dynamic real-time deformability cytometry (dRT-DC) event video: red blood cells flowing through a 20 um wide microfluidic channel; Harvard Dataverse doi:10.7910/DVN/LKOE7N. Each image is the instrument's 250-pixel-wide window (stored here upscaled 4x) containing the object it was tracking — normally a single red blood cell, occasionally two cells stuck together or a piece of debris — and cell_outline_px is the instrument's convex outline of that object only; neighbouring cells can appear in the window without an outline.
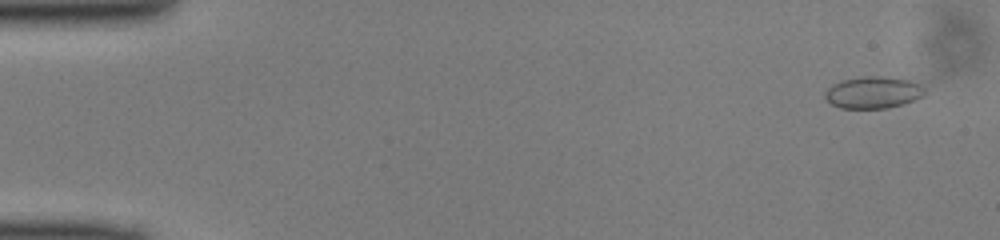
{"species": "common noctule bat (a hibernating species)", "species_latin": "Nyctalus noctula", "temperature_condition": "cold", "stored_images_in_passage": 50, "camera_frame_rate_fps": 3000, "um_per_image_px": 0.085, "animal": {"sex": "male", "body_mass_g": 13.0, "forearm_length_mm": 53.1}, "frame": {"image": 1, "passage_image": 3, "time_ms": 0.667, "image_size_px": [1000, 240], "cell_outline_px": [[924, 96], [888, 108], [840, 108], [832, 104], [824, 96], [824, 92], [832, 84], [840, 80], [864, 76], [880, 76], [908, 80], [924, 88]], "centroid_in_image_um": [74.16, 7.85], "position_along_channel_um": 10.8, "area_um2": 18.26}}
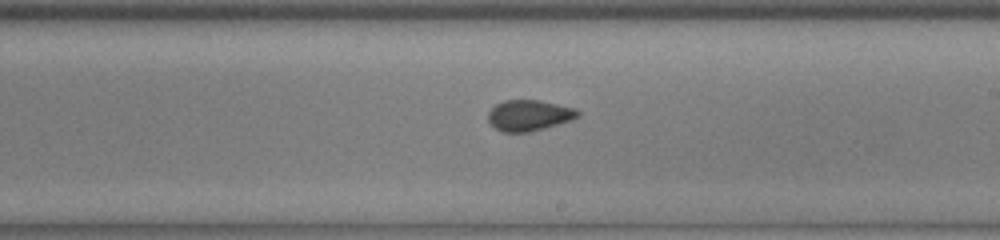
{"frame": {"image": 2, "passage_image": 29, "time_ms": 9.333, "image_size_px": [1000, 240], "cell_outline_px": [[580, 116], [572, 120], [544, 128], [528, 132], [500, 132], [488, 120], [488, 112], [496, 104], [504, 100], [540, 100], [576, 108], [580, 112]], "centroid_in_image_um": [44.99, 9.8], "position_along_channel_um": 244.0, "area_um2": 16.18}}
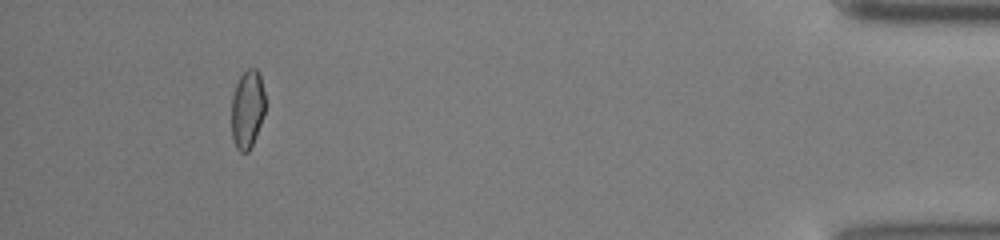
{"frame": {"image": 3, "passage_image": 46, "time_ms": 15.0, "image_size_px": [1000, 240], "cell_outline_px": [[264, 112], [260, 124], [252, 144], [248, 152], [240, 152], [236, 148], [232, 140], [232, 96], [236, 84], [240, 76], [248, 68], [256, 68], [260, 76], [264, 92]], "centroid_in_image_um": [21.01, 9.28], "position_along_channel_um": 414.2, "area_um2": 15.2}}